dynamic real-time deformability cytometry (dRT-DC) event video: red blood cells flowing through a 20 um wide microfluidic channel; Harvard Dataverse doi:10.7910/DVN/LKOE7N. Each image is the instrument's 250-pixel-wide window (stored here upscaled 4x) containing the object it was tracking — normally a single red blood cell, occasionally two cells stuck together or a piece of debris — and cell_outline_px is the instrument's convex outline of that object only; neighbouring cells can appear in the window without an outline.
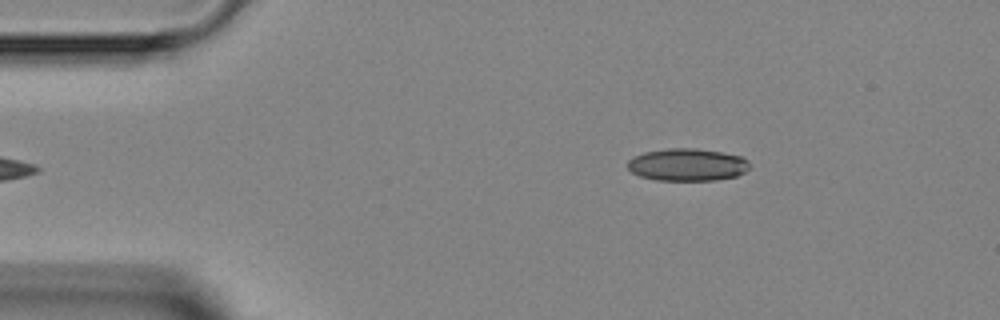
{"species": "Egyptian fruit bat (a non-hibernating species)", "species_latin": "Rousettus aegyptiacus", "temperature_condition": "room temperature", "stored_images_in_passage": 5, "camera_frame_rate_fps": 3000, "um_per_image_px": 0.085, "animal": {"sex": "female"}, "frame": {"image": 1, "passage_image": 5, "time_ms": 4.667, "image_size_px": [1000, 320], "cell_outline_px": [[748, 168], [744, 172], [736, 176], [716, 180], [656, 180], [640, 176], [632, 172], [628, 168], [628, 160], [632, 156], [644, 152], [668, 148], [696, 148], [744, 156], [748, 160]], "centroid_in_image_um": [58.41, 13.99], "position_along_channel_um": 26.6, "area_um2": 23.12}}